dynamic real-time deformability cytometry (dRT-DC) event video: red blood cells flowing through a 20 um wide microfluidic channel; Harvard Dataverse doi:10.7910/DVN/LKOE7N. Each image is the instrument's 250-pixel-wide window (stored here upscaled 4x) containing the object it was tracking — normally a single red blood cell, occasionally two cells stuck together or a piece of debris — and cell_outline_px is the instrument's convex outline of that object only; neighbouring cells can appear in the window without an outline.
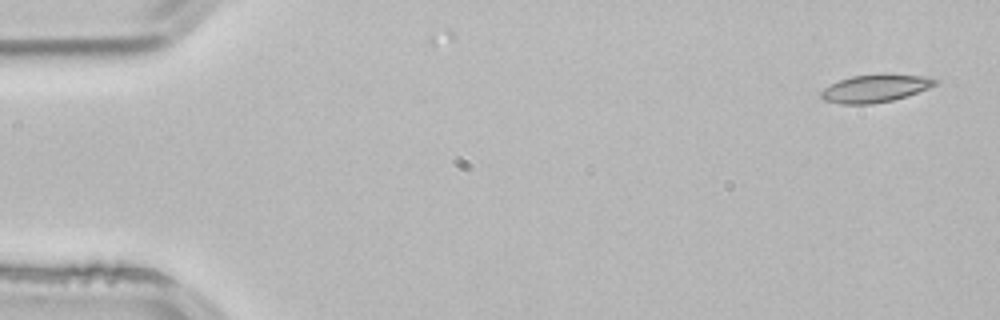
{"species": "common noctule bat (a hibernating species)", "species_latin": "Nyctalus noctula", "temperature_condition": "room temperature", "stored_images_in_passage": 4, "camera_frame_rate_fps": 3000, "um_per_image_px": 0.085, "animal": {"sex": "male", "body_mass_g": 21.5, "forearm_length_mm": 52.0}, "frame": {"image": 1, "passage_image": 1, "time_ms": 0.0, "image_size_px": [1000, 320], "cell_outline_px": [[940, 80], [936, 84], [928, 88], [892, 100], [872, 104], [840, 104], [824, 100], [820, 96], [820, 92], [824, 88], [840, 80], [852, 76], [880, 72], [884, 72], [920, 76]], "centroid_in_image_um": [74.37, 7.49], "position_along_channel_um": 10.6, "area_um2": 18.55}}
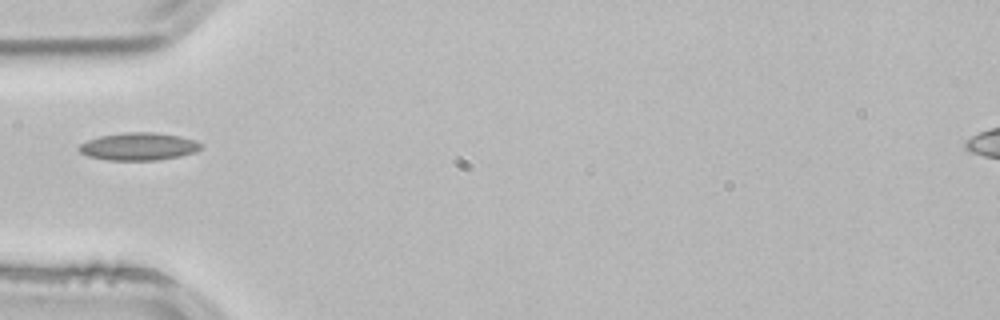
{"frame": {"image": 2, "passage_image": 4, "time_ms": 1.0, "image_size_px": [1000, 320], "cell_outline_px": [[204, 144], [196, 152], [180, 156], [156, 160], [108, 160], [88, 156], [80, 152], [76, 148], [80, 144], [88, 140], [100, 136], [124, 132], [156, 132], [180, 136], [196, 140]], "centroid_in_image_um": [11.8, 12.44], "position_along_channel_um": 73.2, "area_um2": 19.77}}